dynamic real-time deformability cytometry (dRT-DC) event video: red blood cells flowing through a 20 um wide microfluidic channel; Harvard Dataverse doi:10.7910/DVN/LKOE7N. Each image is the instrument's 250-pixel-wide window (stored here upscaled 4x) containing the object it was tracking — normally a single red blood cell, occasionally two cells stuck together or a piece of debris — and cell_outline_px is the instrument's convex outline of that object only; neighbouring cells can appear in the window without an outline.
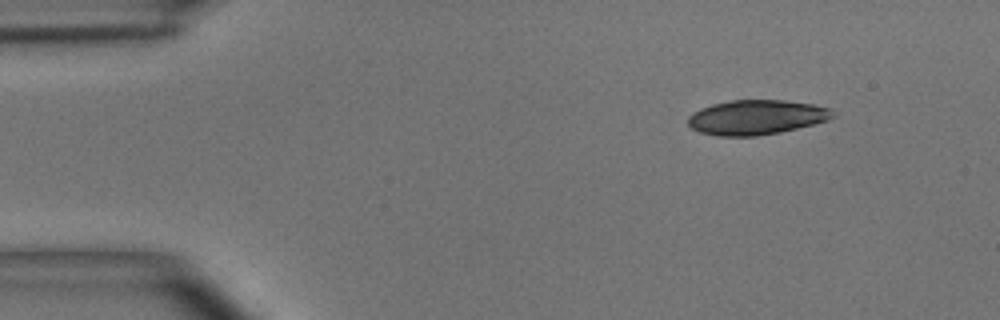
{"species": "common noctule bat (a hibernating species)", "species_latin": "Nyctalus noctula", "temperature_condition": "room temperature", "stored_images_in_passage": 3, "camera_frame_rate_fps": 3000, "um_per_image_px": 0.085, "animal": {"sex": "male", "body_mass_g": 15.6}, "frame": {"image": 1, "passage_image": 1, "time_ms": 0.0, "image_size_px": [1000, 320], "cell_outline_px": [[836, 116], [828, 120], [780, 132], [756, 136], [716, 136], [700, 132], [692, 128], [688, 124], [688, 116], [692, 112], [700, 108], [712, 104], [732, 100], [784, 100], [812, 104], [832, 108]], "centroid_in_image_um": [64.29, 9.96], "position_along_channel_um": 20.7, "area_um2": 29.36}}